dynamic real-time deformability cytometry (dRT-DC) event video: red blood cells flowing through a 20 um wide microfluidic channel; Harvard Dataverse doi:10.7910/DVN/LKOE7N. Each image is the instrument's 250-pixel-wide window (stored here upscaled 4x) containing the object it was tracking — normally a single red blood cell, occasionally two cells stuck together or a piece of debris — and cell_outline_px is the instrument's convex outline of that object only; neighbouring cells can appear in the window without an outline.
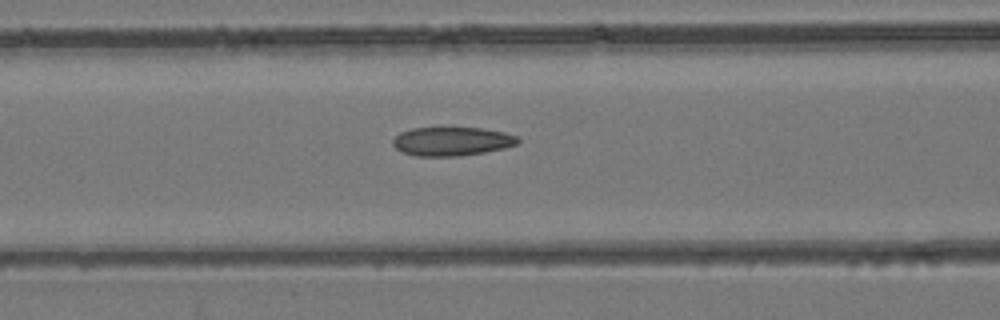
{"species": "common noctule bat (a hibernating species)", "species_latin": "Nyctalus noctula", "temperature_condition": "room temperature", "stored_images_in_passage": 48, "camera_frame_rate_fps": 3000, "um_per_image_px": 0.085, "animal": {"sex": "female", "body_mass_g": 24.6, "forearm_length_mm": 56.2}, "frame": {"image": 1, "passage_image": 20, "time_ms": 6.333, "image_size_px": [1000, 320], "cell_outline_px": [[520, 140], [516, 144], [504, 148], [484, 152], [460, 156], [416, 156], [404, 152], [396, 148], [392, 144], [392, 140], [400, 132], [412, 128], [440, 124], [448, 124], [480, 128], [504, 132], [516, 136]], "centroid_in_image_um": [38.36, 11.95], "position_along_channel_um": 128.2, "area_um2": 21.91}}
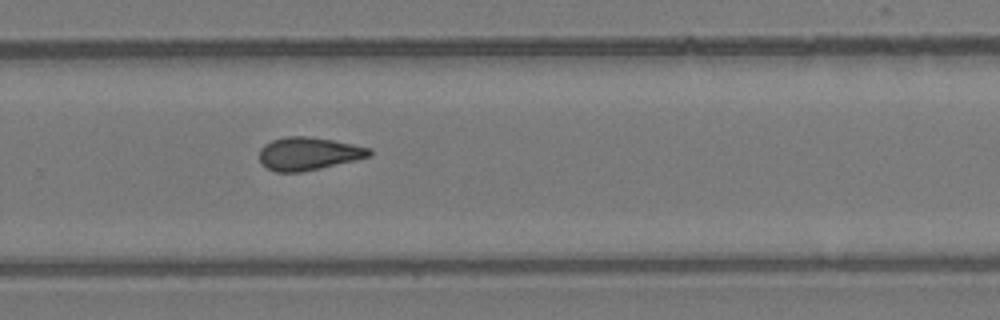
{"frame": {"image": 2, "passage_image": 32, "time_ms": 10.333, "image_size_px": [1000, 320], "cell_outline_px": [[372, 156], [356, 160], [320, 168], [300, 172], [276, 172], [260, 164], [260, 148], [264, 144], [272, 140], [284, 136], [304, 136], [332, 140], [372, 148]], "centroid_in_image_um": [26.22, 13.06], "position_along_channel_um": 303.6, "area_um2": 21.15}}
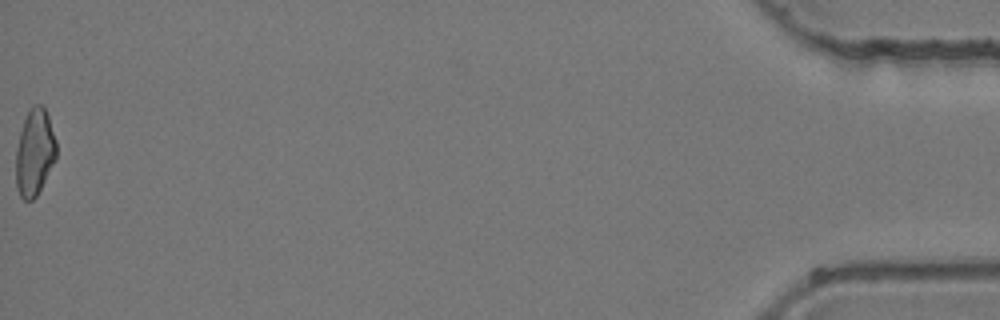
{"frame": {"image": 3, "passage_image": 48, "time_ms": 15.667, "image_size_px": [1000, 320], "cell_outline_px": [[56, 160], [36, 196], [32, 200], [24, 200], [20, 196], [16, 188], [16, 148], [20, 132], [24, 120], [32, 104], [40, 104], [44, 108], [48, 116], [56, 140]], "centroid_in_image_um": [2.94, 12.96], "position_along_channel_um": 432.3, "area_um2": 20.4}}